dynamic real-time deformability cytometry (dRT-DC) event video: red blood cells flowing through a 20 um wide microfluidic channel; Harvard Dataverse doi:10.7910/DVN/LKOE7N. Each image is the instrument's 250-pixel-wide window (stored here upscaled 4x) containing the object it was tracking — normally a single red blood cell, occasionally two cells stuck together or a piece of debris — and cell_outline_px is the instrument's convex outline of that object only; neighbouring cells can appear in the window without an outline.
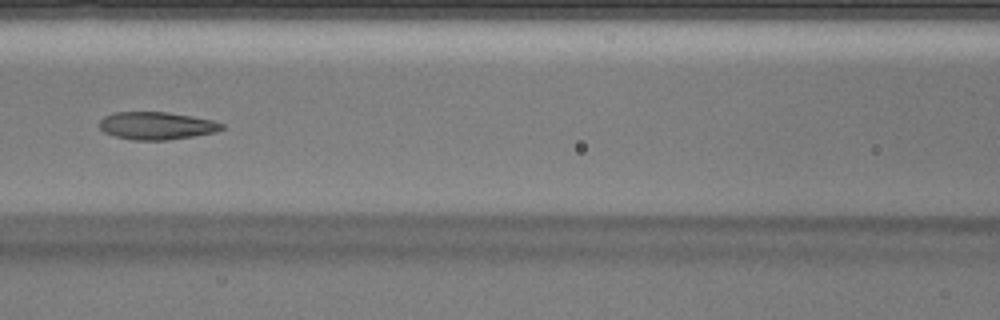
{"species": "Egyptian fruit bat (a non-hibernating species)", "species_latin": "Rousettus aegyptiacus", "temperature_condition": "warm", "stored_images_in_passage": 45, "camera_frame_rate_fps": 3000, "um_per_image_px": 0.085, "animal": {"sex": "male"}, "frame": {"image": 1, "passage_image": 20, "time_ms": 6.333, "image_size_px": [1000, 320], "cell_outline_px": [[224, 128], [216, 132], [168, 140], [132, 140], [116, 136], [104, 132], [100, 128], [100, 120], [104, 116], [116, 112], [168, 112], [192, 116], [212, 120], [224, 124]], "centroid_in_image_um": [13.32, 10.68], "position_along_channel_um": 153.3, "area_um2": 19.65}}